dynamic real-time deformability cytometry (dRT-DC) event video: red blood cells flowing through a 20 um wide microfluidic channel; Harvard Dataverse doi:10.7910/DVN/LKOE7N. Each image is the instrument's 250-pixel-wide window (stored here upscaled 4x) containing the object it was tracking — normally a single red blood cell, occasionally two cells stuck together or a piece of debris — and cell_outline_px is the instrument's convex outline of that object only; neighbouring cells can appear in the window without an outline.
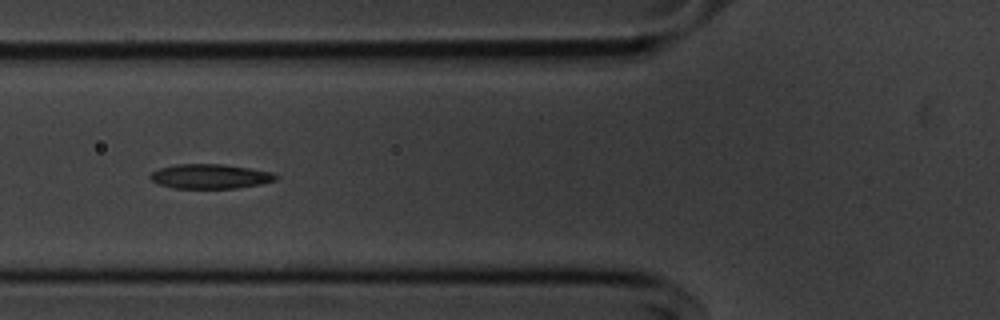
{"species": "common noctule bat (a hibernating species)", "species_latin": "Nyctalus noctula", "temperature_condition": "cold", "stored_images_in_passage": 40, "segment_of_instrument_passage": [1, 2], "camera_frame_rate_fps": 3000, "um_per_image_px": 0.085, "animal": {"sex": "male", "body_mass_g": 20.1, "forearm_length_mm": 53.5}, "frame": {"image": 1, "passage_image": 4, "time_ms": 1.0, "image_size_px": [1000, 320], "cell_outline_px": [[280, 176], [276, 180], [260, 184], [236, 188], [172, 188], [160, 184], [152, 180], [148, 176], [152, 172], [160, 168], [176, 164], [220, 164], [248, 168], [272, 172]], "centroid_in_image_um": [17.87, 14.99], "position_along_channel_um": 107.9, "area_um2": 17.86}}
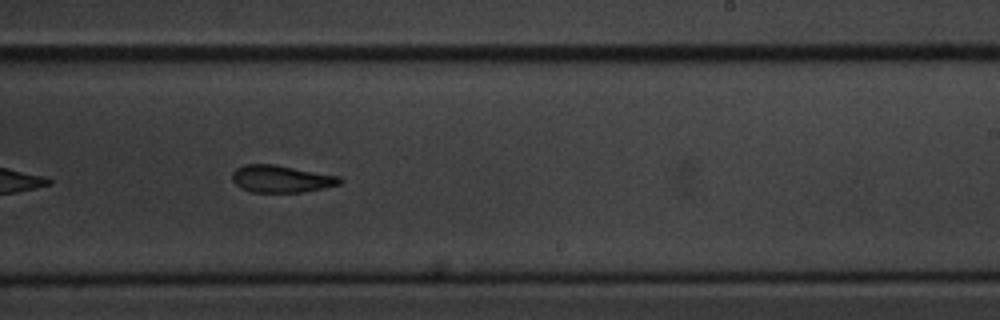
{"frame": {"image": 2, "passage_image": 17, "time_ms": 5.333, "image_size_px": [1000, 320], "cell_outline_px": [[344, 180], [340, 184], [324, 188], [300, 192], [252, 192], [240, 188], [232, 180], [232, 172], [236, 168], [244, 164], [272, 164], [340, 176]], "centroid_in_image_um": [23.89, 15.2], "position_along_channel_um": 265.1, "area_um2": 17.05}}
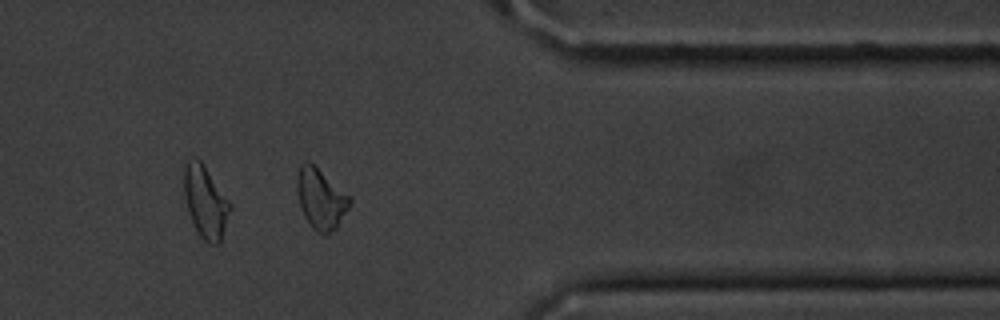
{"frame": {"image": 3, "passage_image": 28, "time_ms": 9.0, "image_size_px": [1000, 320], "cell_outline_px": [[352, 200], [348, 208], [336, 228], [328, 232], [316, 232], [312, 228], [304, 216], [300, 204], [296, 188], [296, 180], [300, 164], [308, 160], [352, 196]], "centroid_in_image_um": [27.27, 16.85], "position_along_channel_um": 384.1, "area_um2": 18.5}}